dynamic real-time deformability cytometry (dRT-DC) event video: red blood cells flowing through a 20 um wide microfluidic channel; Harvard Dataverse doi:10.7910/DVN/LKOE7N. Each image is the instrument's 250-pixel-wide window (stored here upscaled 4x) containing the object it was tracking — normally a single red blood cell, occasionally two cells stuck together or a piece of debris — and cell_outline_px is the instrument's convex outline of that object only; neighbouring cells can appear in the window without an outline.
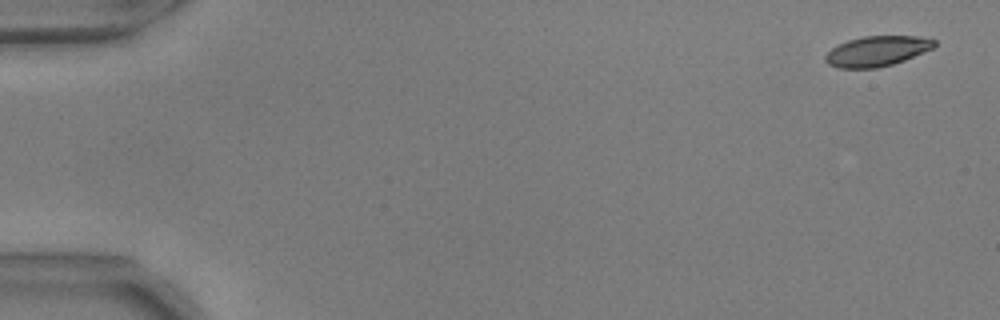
{"species": "common noctule bat (a hibernating species)", "species_latin": "Nyctalus noctula", "temperature_condition": "warm", "stored_images_in_passage": 54, "camera_frame_rate_fps": 3000, "um_per_image_px": 0.085, "animal": {"sex": "male", "body_mass_g": 17.9, "forearm_length_mm": 54.2}, "frame": {"image": 1, "passage_image": 1, "time_ms": 0.0, "image_size_px": [1000, 320], "cell_outline_px": [[936, 44], [932, 48], [904, 60], [892, 64], [876, 68], [840, 68], [828, 64], [824, 60], [824, 56], [832, 48], [848, 40], [864, 36], [916, 36], [936, 40]], "centroid_in_image_um": [74.52, 4.35], "position_along_channel_um": 10.5, "area_um2": 18.96}}
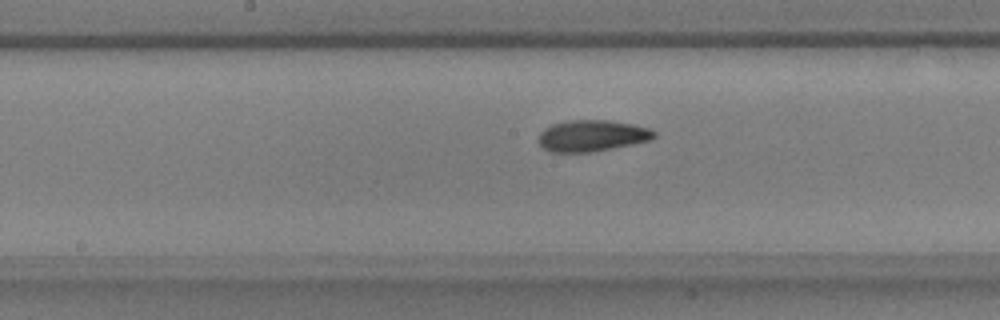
{"frame": {"image": 2, "passage_image": 28, "time_ms": 9.0, "image_size_px": [1000, 320], "cell_outline_px": [[656, 136], [652, 140], [592, 152], [552, 152], [544, 148], [540, 144], [540, 132], [544, 128], [552, 124], [568, 120], [608, 120], [632, 124], [652, 128], [656, 132]], "centroid_in_image_um": [50.36, 11.53], "position_along_channel_um": 197.8, "area_um2": 21.15}}
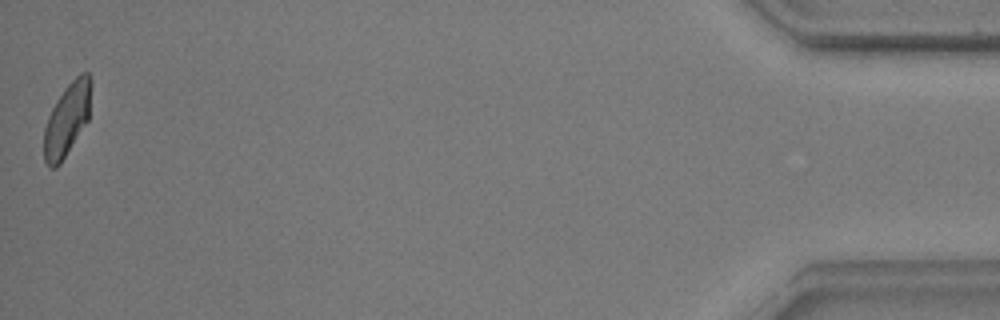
{"frame": {"image": 3, "passage_image": 54, "time_ms": 17.667, "image_size_px": [1000, 320], "cell_outline_px": [[92, 84], [88, 120], [60, 164], [56, 168], [48, 168], [44, 160], [44, 128], [48, 116], [56, 100], [64, 88], [80, 72], [88, 72], [92, 80]], "centroid_in_image_um": [5.7, 10.13], "position_along_channel_um": 429.5, "area_um2": 20.11}, "authors_computed_cell_mechanics": {"area_um2": 20.6924, "velocity_mm_per_s": 3.6813, "shape_relaxation_time_tau1_ms": 3.7359, "shape_relaxation_time_tau2_ms": 1.9979, "deformation_change_tau1": 0.1282, "deformation_change_tau2": 0.0764}}